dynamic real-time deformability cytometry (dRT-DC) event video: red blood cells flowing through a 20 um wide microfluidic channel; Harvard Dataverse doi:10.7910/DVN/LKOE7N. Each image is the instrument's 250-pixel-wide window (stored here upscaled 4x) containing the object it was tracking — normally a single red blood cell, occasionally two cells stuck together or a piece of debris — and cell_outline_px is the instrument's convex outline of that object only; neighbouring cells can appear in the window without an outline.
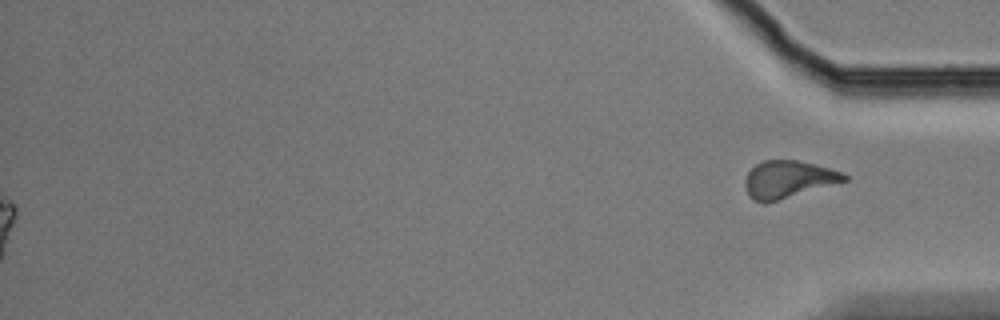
{"species": "Egyptian fruit bat (a non-hibernating species)", "species_latin": "Rousettus aegyptiacus", "temperature_condition": "cold", "stored_images_in_passage": 52, "segment_of_instrument_passage": [2, 2], "camera_frame_rate_fps": 3000, "um_per_image_px": 0.085, "animal": {"sex": "male"}, "frame": {"image": 1, "passage_image": 52, "time_ms": 17.0, "image_size_px": [1000, 320], "cell_outline_px": [[848, 180], [764, 204], [752, 200], [748, 196], [744, 184], [744, 180], [748, 172], [756, 164], [764, 160], [796, 160], [816, 164], [844, 172], [848, 176]], "centroid_in_image_um": [66.98, 15.25], "position_along_channel_um": 368.2, "area_um2": 21.68}}